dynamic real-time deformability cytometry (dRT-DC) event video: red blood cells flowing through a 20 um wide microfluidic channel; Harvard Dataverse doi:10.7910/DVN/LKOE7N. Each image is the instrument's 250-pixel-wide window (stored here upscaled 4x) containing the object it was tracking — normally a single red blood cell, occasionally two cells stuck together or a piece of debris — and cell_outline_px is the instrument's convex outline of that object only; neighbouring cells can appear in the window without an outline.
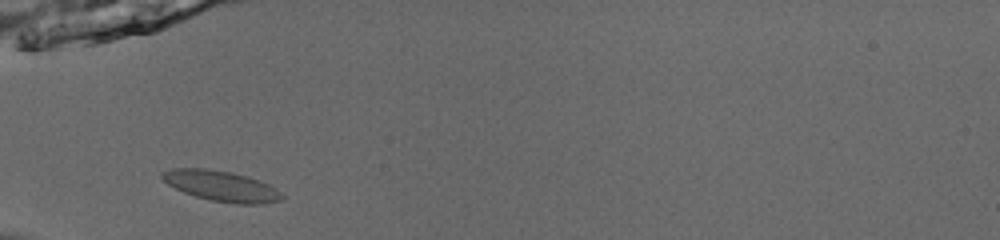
{"species": "common noctule bat (a hibernating species)", "species_latin": "Nyctalus noctula", "temperature_condition": "room temperature", "stored_images_in_passage": 37, "camera_frame_rate_fps": 3000, "um_per_image_px": 0.085, "animal": {"sex": "male", "body_mass_g": 13.0, "forearm_length_mm": 53.1}, "frame": {"image": 1, "passage_image": 3, "time_ms": 0.667, "image_size_px": [1000, 240], "cell_outline_px": [[284, 196], [280, 200], [256, 204], [236, 204], [212, 200], [196, 196], [184, 192], [168, 184], [160, 176], [160, 172], [172, 168], [204, 168], [232, 172], [248, 176], [268, 184], [276, 188]], "centroid_in_image_um": [18.79, 15.79], "position_along_channel_um": 66.2, "area_um2": 21.15}}
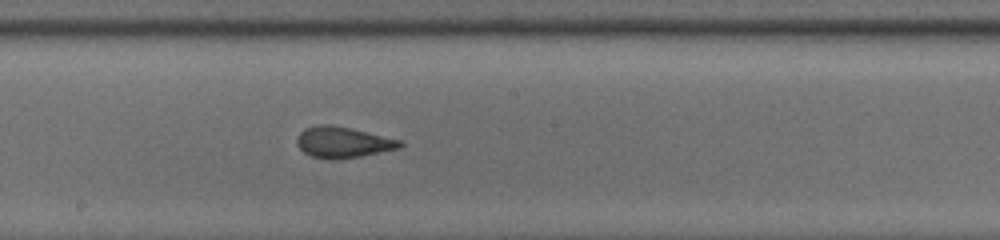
{"frame": {"image": 2, "passage_image": 15, "time_ms": 4.667, "image_size_px": [1000, 240], "cell_outline_px": [[404, 144], [400, 148], [360, 156], [332, 160], [312, 156], [304, 152], [296, 144], [296, 140], [300, 132], [304, 128], [320, 124], [328, 124], [348, 128], [404, 140]], "centroid_in_image_um": [29.16, 12.09], "position_along_channel_um": 219.0, "area_um2": 18.55}}
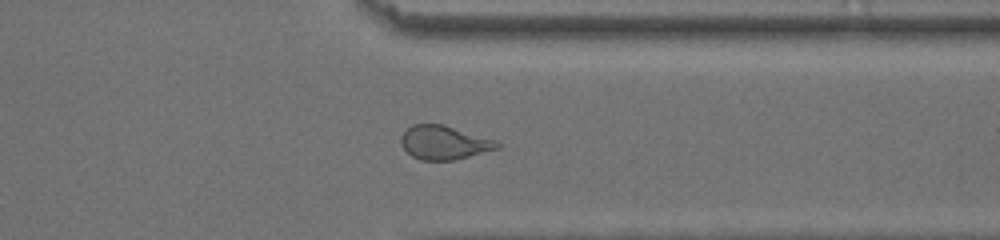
{"frame": {"image": 3, "passage_image": 27, "time_ms": 8.667, "image_size_px": [1000, 240], "cell_outline_px": [[500, 148], [456, 160], [420, 160], [412, 156], [400, 144], [400, 136], [412, 124], [444, 124], [492, 140], [500, 144]], "centroid_in_image_um": [37.71, 12.13], "position_along_channel_um": 373.7, "area_um2": 18.79}, "authors_computed_cell_mechanics": {"area_um2": 18.8428, "velocity_mm_per_s": 3.881, "shape_relaxation_time_tau1_ms": null, "shape_relaxation_time_tau2_ms": 1.0805, "deformation_change_tau1": null, "deformation_change_tau2": 0.0633}}